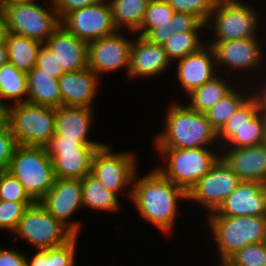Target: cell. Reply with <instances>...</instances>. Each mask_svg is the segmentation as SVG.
I'll use <instances>...</instances> for the list:
<instances>
[{"mask_svg":"<svg viewBox=\"0 0 266 266\" xmlns=\"http://www.w3.org/2000/svg\"><path fill=\"white\" fill-rule=\"evenodd\" d=\"M114 26L120 31L125 27L136 33L141 26L150 0H108Z\"/></svg>","mask_w":266,"mask_h":266,"instance_id":"27","label":"cell"},{"mask_svg":"<svg viewBox=\"0 0 266 266\" xmlns=\"http://www.w3.org/2000/svg\"><path fill=\"white\" fill-rule=\"evenodd\" d=\"M173 34V15L172 18L169 19V22L165 25H161L157 28L151 29L145 36L149 42L163 45L168 38Z\"/></svg>","mask_w":266,"mask_h":266,"instance_id":"45","label":"cell"},{"mask_svg":"<svg viewBox=\"0 0 266 266\" xmlns=\"http://www.w3.org/2000/svg\"><path fill=\"white\" fill-rule=\"evenodd\" d=\"M219 216H266V185L241 181L216 210Z\"/></svg>","mask_w":266,"mask_h":266,"instance_id":"16","label":"cell"},{"mask_svg":"<svg viewBox=\"0 0 266 266\" xmlns=\"http://www.w3.org/2000/svg\"><path fill=\"white\" fill-rule=\"evenodd\" d=\"M60 25L67 32L87 43L112 35L117 31L108 0L66 13L60 19Z\"/></svg>","mask_w":266,"mask_h":266,"instance_id":"11","label":"cell"},{"mask_svg":"<svg viewBox=\"0 0 266 266\" xmlns=\"http://www.w3.org/2000/svg\"><path fill=\"white\" fill-rule=\"evenodd\" d=\"M48 6L44 8L35 1L4 4L2 14L9 33L45 43L60 26V18L51 2Z\"/></svg>","mask_w":266,"mask_h":266,"instance_id":"7","label":"cell"},{"mask_svg":"<svg viewBox=\"0 0 266 266\" xmlns=\"http://www.w3.org/2000/svg\"><path fill=\"white\" fill-rule=\"evenodd\" d=\"M98 148L46 150L53 162L56 178L83 179L91 173L92 158Z\"/></svg>","mask_w":266,"mask_h":266,"instance_id":"23","label":"cell"},{"mask_svg":"<svg viewBox=\"0 0 266 266\" xmlns=\"http://www.w3.org/2000/svg\"><path fill=\"white\" fill-rule=\"evenodd\" d=\"M83 207L92 210L114 212L120 208L118 195L107 190L103 184L91 173L81 179Z\"/></svg>","mask_w":266,"mask_h":266,"instance_id":"26","label":"cell"},{"mask_svg":"<svg viewBox=\"0 0 266 266\" xmlns=\"http://www.w3.org/2000/svg\"><path fill=\"white\" fill-rule=\"evenodd\" d=\"M78 237L58 247L37 250L31 259L26 256V266H76Z\"/></svg>","mask_w":266,"mask_h":266,"instance_id":"30","label":"cell"},{"mask_svg":"<svg viewBox=\"0 0 266 266\" xmlns=\"http://www.w3.org/2000/svg\"><path fill=\"white\" fill-rule=\"evenodd\" d=\"M42 44L38 40L9 33L5 43L8 62L18 70L28 73L36 66L38 51Z\"/></svg>","mask_w":266,"mask_h":266,"instance_id":"25","label":"cell"},{"mask_svg":"<svg viewBox=\"0 0 266 266\" xmlns=\"http://www.w3.org/2000/svg\"><path fill=\"white\" fill-rule=\"evenodd\" d=\"M201 31L176 32L162 45L171 62H176L185 56L196 52L205 43L200 39Z\"/></svg>","mask_w":266,"mask_h":266,"instance_id":"32","label":"cell"},{"mask_svg":"<svg viewBox=\"0 0 266 266\" xmlns=\"http://www.w3.org/2000/svg\"><path fill=\"white\" fill-rule=\"evenodd\" d=\"M34 203L0 200V230H9L13 233L25 209Z\"/></svg>","mask_w":266,"mask_h":266,"instance_id":"39","label":"cell"},{"mask_svg":"<svg viewBox=\"0 0 266 266\" xmlns=\"http://www.w3.org/2000/svg\"><path fill=\"white\" fill-rule=\"evenodd\" d=\"M13 234L31 244L35 250L61 246L75 236L39 202L25 209Z\"/></svg>","mask_w":266,"mask_h":266,"instance_id":"9","label":"cell"},{"mask_svg":"<svg viewBox=\"0 0 266 266\" xmlns=\"http://www.w3.org/2000/svg\"><path fill=\"white\" fill-rule=\"evenodd\" d=\"M207 215L220 260H227L247 245L266 241V216H219Z\"/></svg>","mask_w":266,"mask_h":266,"instance_id":"3","label":"cell"},{"mask_svg":"<svg viewBox=\"0 0 266 266\" xmlns=\"http://www.w3.org/2000/svg\"><path fill=\"white\" fill-rule=\"evenodd\" d=\"M105 143L98 148L92 158L91 174L107 189L118 196L126 187H132L137 169V158L132 153L113 152ZM123 189V190H122Z\"/></svg>","mask_w":266,"mask_h":266,"instance_id":"10","label":"cell"},{"mask_svg":"<svg viewBox=\"0 0 266 266\" xmlns=\"http://www.w3.org/2000/svg\"><path fill=\"white\" fill-rule=\"evenodd\" d=\"M36 67L44 70L57 79H59L64 73L61 65H58L55 56L44 43L38 51Z\"/></svg>","mask_w":266,"mask_h":266,"instance_id":"41","label":"cell"},{"mask_svg":"<svg viewBox=\"0 0 266 266\" xmlns=\"http://www.w3.org/2000/svg\"><path fill=\"white\" fill-rule=\"evenodd\" d=\"M167 111L165 129L154 139L155 148L183 149L220 145L217 131L211 126L206 114L177 102L173 105L171 103Z\"/></svg>","mask_w":266,"mask_h":266,"instance_id":"2","label":"cell"},{"mask_svg":"<svg viewBox=\"0 0 266 266\" xmlns=\"http://www.w3.org/2000/svg\"><path fill=\"white\" fill-rule=\"evenodd\" d=\"M221 146L222 149L218 150L221 151V158L241 181H256L266 185L265 143L240 148Z\"/></svg>","mask_w":266,"mask_h":266,"instance_id":"18","label":"cell"},{"mask_svg":"<svg viewBox=\"0 0 266 266\" xmlns=\"http://www.w3.org/2000/svg\"><path fill=\"white\" fill-rule=\"evenodd\" d=\"M137 176L136 173L133 186L127 193L130 201L142 218L164 234H170L174 231L179 202L187 200V193L166 178L157 168L150 170V173L142 178Z\"/></svg>","mask_w":266,"mask_h":266,"instance_id":"1","label":"cell"},{"mask_svg":"<svg viewBox=\"0 0 266 266\" xmlns=\"http://www.w3.org/2000/svg\"><path fill=\"white\" fill-rule=\"evenodd\" d=\"M227 260L235 266H266V241L247 245Z\"/></svg>","mask_w":266,"mask_h":266,"instance_id":"36","label":"cell"},{"mask_svg":"<svg viewBox=\"0 0 266 266\" xmlns=\"http://www.w3.org/2000/svg\"><path fill=\"white\" fill-rule=\"evenodd\" d=\"M232 89L233 86L229 81L226 82L222 75H217L188 94L190 102L187 105L191 109L205 114Z\"/></svg>","mask_w":266,"mask_h":266,"instance_id":"29","label":"cell"},{"mask_svg":"<svg viewBox=\"0 0 266 266\" xmlns=\"http://www.w3.org/2000/svg\"><path fill=\"white\" fill-rule=\"evenodd\" d=\"M0 200L15 202H35L23 185L7 170L0 171Z\"/></svg>","mask_w":266,"mask_h":266,"instance_id":"37","label":"cell"},{"mask_svg":"<svg viewBox=\"0 0 266 266\" xmlns=\"http://www.w3.org/2000/svg\"><path fill=\"white\" fill-rule=\"evenodd\" d=\"M266 117L260 112L245 127L236 131L226 143V148H240L265 143Z\"/></svg>","mask_w":266,"mask_h":266,"instance_id":"34","label":"cell"},{"mask_svg":"<svg viewBox=\"0 0 266 266\" xmlns=\"http://www.w3.org/2000/svg\"><path fill=\"white\" fill-rule=\"evenodd\" d=\"M4 2L3 0H0V13L3 11Z\"/></svg>","mask_w":266,"mask_h":266,"instance_id":"53","label":"cell"},{"mask_svg":"<svg viewBox=\"0 0 266 266\" xmlns=\"http://www.w3.org/2000/svg\"><path fill=\"white\" fill-rule=\"evenodd\" d=\"M220 264L218 266H235L232 263H230L228 260H220Z\"/></svg>","mask_w":266,"mask_h":266,"instance_id":"51","label":"cell"},{"mask_svg":"<svg viewBox=\"0 0 266 266\" xmlns=\"http://www.w3.org/2000/svg\"><path fill=\"white\" fill-rule=\"evenodd\" d=\"M0 266H26V255L2 247L0 248Z\"/></svg>","mask_w":266,"mask_h":266,"instance_id":"46","label":"cell"},{"mask_svg":"<svg viewBox=\"0 0 266 266\" xmlns=\"http://www.w3.org/2000/svg\"><path fill=\"white\" fill-rule=\"evenodd\" d=\"M4 100H12L13 104L27 102V73L18 70L11 63L0 67V104L9 106Z\"/></svg>","mask_w":266,"mask_h":266,"instance_id":"28","label":"cell"},{"mask_svg":"<svg viewBox=\"0 0 266 266\" xmlns=\"http://www.w3.org/2000/svg\"><path fill=\"white\" fill-rule=\"evenodd\" d=\"M93 109L77 106H60L55 108V134L63 139H76L84 145H104L89 139Z\"/></svg>","mask_w":266,"mask_h":266,"instance_id":"22","label":"cell"},{"mask_svg":"<svg viewBox=\"0 0 266 266\" xmlns=\"http://www.w3.org/2000/svg\"><path fill=\"white\" fill-rule=\"evenodd\" d=\"M241 182L220 157L212 168L189 190L187 200L196 201L207 214L216 212Z\"/></svg>","mask_w":266,"mask_h":266,"instance_id":"12","label":"cell"},{"mask_svg":"<svg viewBox=\"0 0 266 266\" xmlns=\"http://www.w3.org/2000/svg\"><path fill=\"white\" fill-rule=\"evenodd\" d=\"M203 28L206 29V24L195 15L186 12H174L173 34L176 32L201 31Z\"/></svg>","mask_w":266,"mask_h":266,"instance_id":"42","label":"cell"},{"mask_svg":"<svg viewBox=\"0 0 266 266\" xmlns=\"http://www.w3.org/2000/svg\"><path fill=\"white\" fill-rule=\"evenodd\" d=\"M176 63V78H178L182 89L185 90L186 96L218 75L215 68L218 67L215 54L208 43Z\"/></svg>","mask_w":266,"mask_h":266,"instance_id":"17","label":"cell"},{"mask_svg":"<svg viewBox=\"0 0 266 266\" xmlns=\"http://www.w3.org/2000/svg\"><path fill=\"white\" fill-rule=\"evenodd\" d=\"M5 117V108L0 104V121Z\"/></svg>","mask_w":266,"mask_h":266,"instance_id":"52","label":"cell"},{"mask_svg":"<svg viewBox=\"0 0 266 266\" xmlns=\"http://www.w3.org/2000/svg\"><path fill=\"white\" fill-rule=\"evenodd\" d=\"M99 80V77L88 67L63 73L58 79L62 105L94 109L92 102L97 93Z\"/></svg>","mask_w":266,"mask_h":266,"instance_id":"21","label":"cell"},{"mask_svg":"<svg viewBox=\"0 0 266 266\" xmlns=\"http://www.w3.org/2000/svg\"><path fill=\"white\" fill-rule=\"evenodd\" d=\"M7 171L39 202L55 182L53 162L44 146L17 145Z\"/></svg>","mask_w":266,"mask_h":266,"instance_id":"4","label":"cell"},{"mask_svg":"<svg viewBox=\"0 0 266 266\" xmlns=\"http://www.w3.org/2000/svg\"><path fill=\"white\" fill-rule=\"evenodd\" d=\"M133 39L126 38L119 30L109 36L88 43V68L99 78L104 73L130 67V49Z\"/></svg>","mask_w":266,"mask_h":266,"instance_id":"14","label":"cell"},{"mask_svg":"<svg viewBox=\"0 0 266 266\" xmlns=\"http://www.w3.org/2000/svg\"><path fill=\"white\" fill-rule=\"evenodd\" d=\"M9 34V29L6 20L2 13H0V46L5 45L7 37Z\"/></svg>","mask_w":266,"mask_h":266,"instance_id":"48","label":"cell"},{"mask_svg":"<svg viewBox=\"0 0 266 266\" xmlns=\"http://www.w3.org/2000/svg\"><path fill=\"white\" fill-rule=\"evenodd\" d=\"M48 1L51 2L59 18L61 19L66 13L74 9L90 6L101 2L102 0H48Z\"/></svg>","mask_w":266,"mask_h":266,"instance_id":"44","label":"cell"},{"mask_svg":"<svg viewBox=\"0 0 266 266\" xmlns=\"http://www.w3.org/2000/svg\"><path fill=\"white\" fill-rule=\"evenodd\" d=\"M16 146L17 143L11 133L9 123L4 117L0 121V171L7 170Z\"/></svg>","mask_w":266,"mask_h":266,"instance_id":"40","label":"cell"},{"mask_svg":"<svg viewBox=\"0 0 266 266\" xmlns=\"http://www.w3.org/2000/svg\"><path fill=\"white\" fill-rule=\"evenodd\" d=\"M262 88L263 89H261L260 92L258 91V93H254L255 91H253L252 95L258 102L259 112L266 117V84L265 87L263 86Z\"/></svg>","mask_w":266,"mask_h":266,"instance_id":"47","label":"cell"},{"mask_svg":"<svg viewBox=\"0 0 266 266\" xmlns=\"http://www.w3.org/2000/svg\"><path fill=\"white\" fill-rule=\"evenodd\" d=\"M8 63V54L6 45L0 46V67L4 64Z\"/></svg>","mask_w":266,"mask_h":266,"instance_id":"49","label":"cell"},{"mask_svg":"<svg viewBox=\"0 0 266 266\" xmlns=\"http://www.w3.org/2000/svg\"><path fill=\"white\" fill-rule=\"evenodd\" d=\"M175 12L191 13L204 24L209 22L215 0H165Z\"/></svg>","mask_w":266,"mask_h":266,"instance_id":"38","label":"cell"},{"mask_svg":"<svg viewBox=\"0 0 266 266\" xmlns=\"http://www.w3.org/2000/svg\"><path fill=\"white\" fill-rule=\"evenodd\" d=\"M5 117L17 145L45 146L55 134V108L22 102L10 103Z\"/></svg>","mask_w":266,"mask_h":266,"instance_id":"5","label":"cell"},{"mask_svg":"<svg viewBox=\"0 0 266 266\" xmlns=\"http://www.w3.org/2000/svg\"><path fill=\"white\" fill-rule=\"evenodd\" d=\"M27 102L53 108L62 106L58 79L33 67L27 73Z\"/></svg>","mask_w":266,"mask_h":266,"instance_id":"24","label":"cell"},{"mask_svg":"<svg viewBox=\"0 0 266 266\" xmlns=\"http://www.w3.org/2000/svg\"><path fill=\"white\" fill-rule=\"evenodd\" d=\"M32 1H36V0H3L4 4L17 3V2H32Z\"/></svg>","mask_w":266,"mask_h":266,"instance_id":"50","label":"cell"},{"mask_svg":"<svg viewBox=\"0 0 266 266\" xmlns=\"http://www.w3.org/2000/svg\"><path fill=\"white\" fill-rule=\"evenodd\" d=\"M236 89V90H235ZM238 88L232 89L220 101H218L205 114L210 121L211 126L218 132L226 123V121L241 107V105L249 98ZM244 94V95H243Z\"/></svg>","mask_w":266,"mask_h":266,"instance_id":"33","label":"cell"},{"mask_svg":"<svg viewBox=\"0 0 266 266\" xmlns=\"http://www.w3.org/2000/svg\"><path fill=\"white\" fill-rule=\"evenodd\" d=\"M174 12L165 0H150L140 29L136 34L144 37L151 29L165 25L172 18Z\"/></svg>","mask_w":266,"mask_h":266,"instance_id":"35","label":"cell"},{"mask_svg":"<svg viewBox=\"0 0 266 266\" xmlns=\"http://www.w3.org/2000/svg\"><path fill=\"white\" fill-rule=\"evenodd\" d=\"M136 38L130 49L128 79L158 76L171 67L162 45L151 43L143 36Z\"/></svg>","mask_w":266,"mask_h":266,"instance_id":"19","label":"cell"},{"mask_svg":"<svg viewBox=\"0 0 266 266\" xmlns=\"http://www.w3.org/2000/svg\"><path fill=\"white\" fill-rule=\"evenodd\" d=\"M44 44L64 73L88 67V43L67 32L61 25Z\"/></svg>","mask_w":266,"mask_h":266,"instance_id":"20","label":"cell"},{"mask_svg":"<svg viewBox=\"0 0 266 266\" xmlns=\"http://www.w3.org/2000/svg\"><path fill=\"white\" fill-rule=\"evenodd\" d=\"M81 179L56 178L53 186L39 203L75 236L81 231L79 221L71 222V217L83 208Z\"/></svg>","mask_w":266,"mask_h":266,"instance_id":"13","label":"cell"},{"mask_svg":"<svg viewBox=\"0 0 266 266\" xmlns=\"http://www.w3.org/2000/svg\"><path fill=\"white\" fill-rule=\"evenodd\" d=\"M213 148L216 147L156 148L159 156L167 161V167L160 166L158 170L188 193L221 157Z\"/></svg>","mask_w":266,"mask_h":266,"instance_id":"6","label":"cell"},{"mask_svg":"<svg viewBox=\"0 0 266 266\" xmlns=\"http://www.w3.org/2000/svg\"><path fill=\"white\" fill-rule=\"evenodd\" d=\"M248 96L249 98L217 132L218 142H221L224 147H226L225 144L235 135L236 131L245 127L259 113L256 98L252 94Z\"/></svg>","mask_w":266,"mask_h":266,"instance_id":"31","label":"cell"},{"mask_svg":"<svg viewBox=\"0 0 266 266\" xmlns=\"http://www.w3.org/2000/svg\"><path fill=\"white\" fill-rule=\"evenodd\" d=\"M257 37L245 38L239 40L208 42L212 47L216 65H223L227 70V74L232 71L257 69L263 62L262 44ZM232 70V71H231Z\"/></svg>","mask_w":266,"mask_h":266,"instance_id":"15","label":"cell"},{"mask_svg":"<svg viewBox=\"0 0 266 266\" xmlns=\"http://www.w3.org/2000/svg\"><path fill=\"white\" fill-rule=\"evenodd\" d=\"M103 145H84L76 139H63V136H53L44 146L46 150H74L75 148H100Z\"/></svg>","mask_w":266,"mask_h":266,"instance_id":"43","label":"cell"},{"mask_svg":"<svg viewBox=\"0 0 266 266\" xmlns=\"http://www.w3.org/2000/svg\"><path fill=\"white\" fill-rule=\"evenodd\" d=\"M254 6L240 0L215 2L206 28L215 34L213 42L254 38L259 26V15Z\"/></svg>","mask_w":266,"mask_h":266,"instance_id":"8","label":"cell"}]
</instances>
